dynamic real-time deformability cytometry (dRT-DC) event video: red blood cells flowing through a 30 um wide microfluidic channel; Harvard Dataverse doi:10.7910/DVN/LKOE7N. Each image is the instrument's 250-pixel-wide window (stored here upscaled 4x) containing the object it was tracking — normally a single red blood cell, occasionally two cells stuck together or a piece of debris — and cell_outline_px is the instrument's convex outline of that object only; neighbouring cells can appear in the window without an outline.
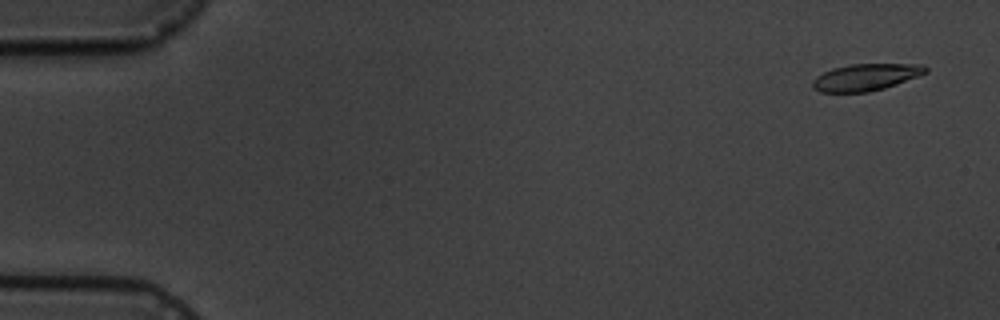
{"species": "common noctule bat (a hibernating species)", "species_latin": "Nyctalus noctula", "temperature_condition": "cold", "stored_images_in_passage": 15, "camera_frame_rate_fps": 3000, "um_per_image_px": 0.085, "animal": {"sex": "male", "body_mass_g": 19.5, "forearm_length_mm": 54.6}, "frame": {"image": 1, "passage_image": 1, "time_ms": 0.0, "image_size_px": [1000, 320], "cell_outline_px": [[928, 72], [896, 84], [884, 88], [868, 92], [820, 92], [812, 88], [812, 80], [816, 76], [832, 68], [848, 64], [924, 64], [928, 68]], "centroid_in_image_um": [73.57, 6.55], "position_along_channel_um": 11.4, "area_um2": 17.74}}
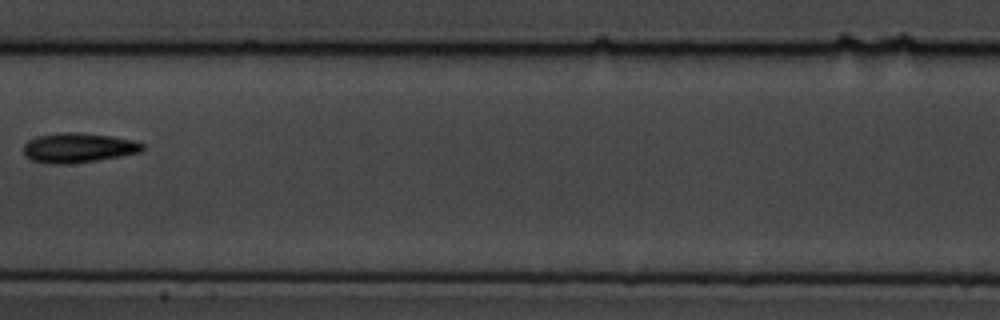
{"frame": {"image": 2, "passage_image": 8, "time_ms": 9.0, "image_size_px": [1000, 320], "cell_outline_px": [[144, 148], [140, 152], [120, 156], [96, 160], [68, 164], [44, 164], [32, 160], [24, 156], [24, 144], [28, 140], [36, 136], [56, 132], [76, 132], [112, 136], [132, 140], [144, 144]], "centroid_in_image_um": [6.6, 12.56], "position_along_channel_um": 200.8, "area_um2": 20.75}}
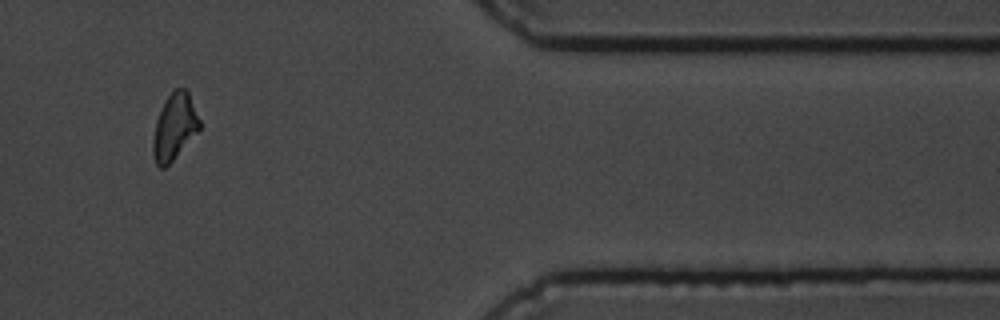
{"frame": {"image": 3, "passage_image": 13, "time_ms": 15.333, "image_size_px": [1000, 320], "cell_outline_px": [[200, 128], [172, 160], [164, 168], [160, 168], [156, 164], [152, 152], [152, 140], [156, 120], [168, 96], [176, 88], [188, 88], [200, 120]], "centroid_in_image_um": [14.83, 10.75], "position_along_channel_um": 396.6, "area_um2": 17.74}, "authors_computed_cell_mechanics": {"area_um2": 18.4382, "velocity_mm_per_s": 3.5458, "shape_relaxation_time_tau1_ms": 1.905, "shape_relaxation_time_tau2_ms": 1.8065, "deformation_change_tau1": 0.086, "deformation_change_tau2": 0.0857}}